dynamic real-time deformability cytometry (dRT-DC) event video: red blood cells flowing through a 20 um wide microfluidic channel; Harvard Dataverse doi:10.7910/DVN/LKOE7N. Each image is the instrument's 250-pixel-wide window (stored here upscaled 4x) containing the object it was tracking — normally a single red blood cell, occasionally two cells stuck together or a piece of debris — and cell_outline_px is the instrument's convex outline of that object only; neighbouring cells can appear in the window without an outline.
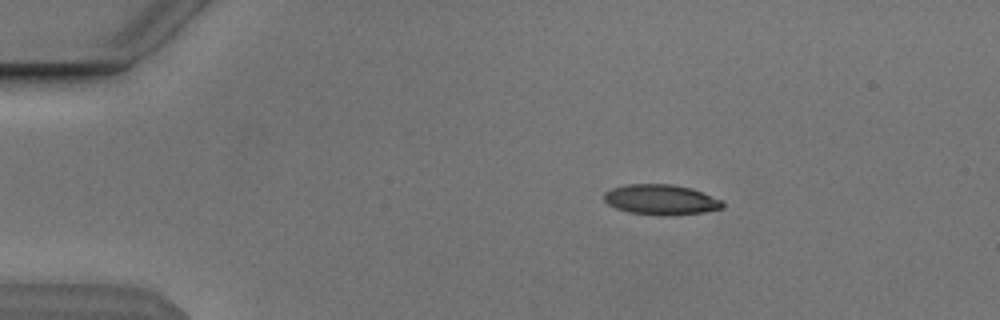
{"species": "Egyptian fruit bat (a non-hibernating species)", "species_latin": "Rousettus aegyptiacus", "temperature_condition": "cold", "stored_images_in_passage": 45, "camera_frame_rate_fps": 3000, "um_per_image_px": 0.085, "animal": {"sex": "male"}, "frame": {"image": 1, "passage_image": 1, "time_ms": 0.0, "image_size_px": [1000, 320], "cell_outline_px": [[724, 208], [704, 212], [632, 212], [616, 208], [608, 204], [604, 200], [604, 192], [612, 188], [624, 184], [672, 184], [692, 188], [724, 200]], "centroid_in_image_um": [56.19, 16.9], "position_along_channel_um": 28.8, "area_um2": 20.0}}
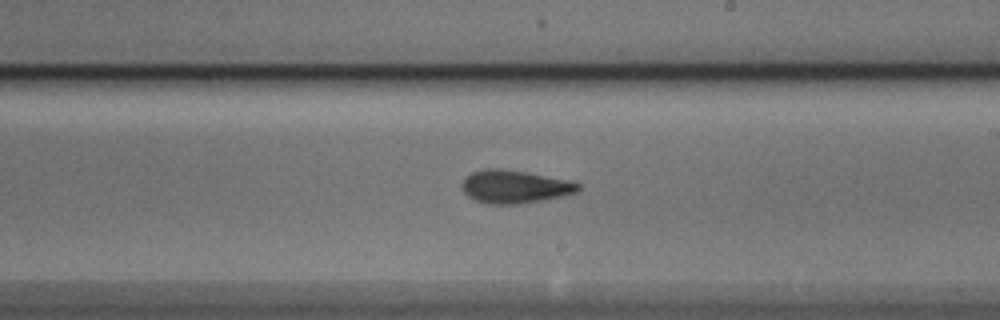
{"frame": {"image": 2, "passage_image": 23, "time_ms": 7.333, "image_size_px": [1000, 320], "cell_outline_px": [[580, 188], [576, 192], [544, 200], [520, 204], [488, 204], [476, 200], [468, 196], [464, 192], [464, 180], [472, 172], [484, 168], [500, 168], [528, 172], [564, 180], [580, 184]], "centroid_in_image_um": [43.73, 15.87], "position_along_channel_um": 245.3, "area_um2": 22.02}}
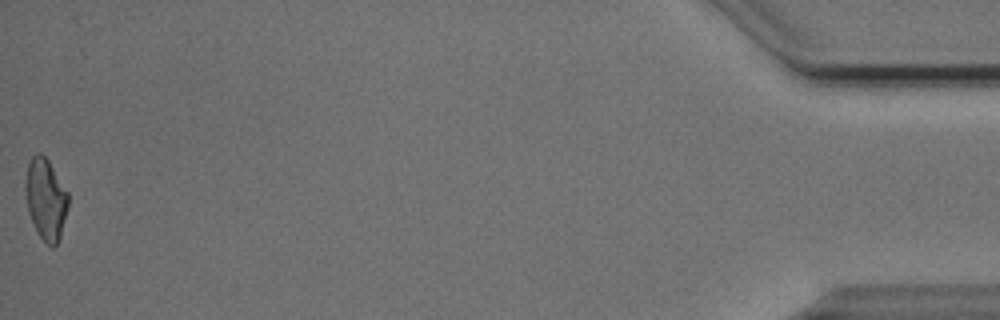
{"frame": {"image": 3, "passage_image": 45, "time_ms": 14.667, "image_size_px": [1000, 320], "cell_outline_px": [[68, 208], [60, 240], [56, 248], [52, 248], [36, 232], [28, 212], [24, 188], [24, 184], [28, 164], [32, 156], [36, 152], [40, 152], [48, 160], [68, 192]], "centroid_in_image_um": [3.89, 16.95], "position_along_channel_um": 431.3, "area_um2": 20.58}, "authors_computed_cell_mechanics": {"area_um2": 21.1548, "velocity_mm_per_s": 3.8548, "shape_relaxation_time_tau1_ms": 7.1622, "shape_relaxation_time_tau2_ms": 2.8188, "deformation_change_tau1": 0.2014, "deformation_change_tau2": 0.1109}}